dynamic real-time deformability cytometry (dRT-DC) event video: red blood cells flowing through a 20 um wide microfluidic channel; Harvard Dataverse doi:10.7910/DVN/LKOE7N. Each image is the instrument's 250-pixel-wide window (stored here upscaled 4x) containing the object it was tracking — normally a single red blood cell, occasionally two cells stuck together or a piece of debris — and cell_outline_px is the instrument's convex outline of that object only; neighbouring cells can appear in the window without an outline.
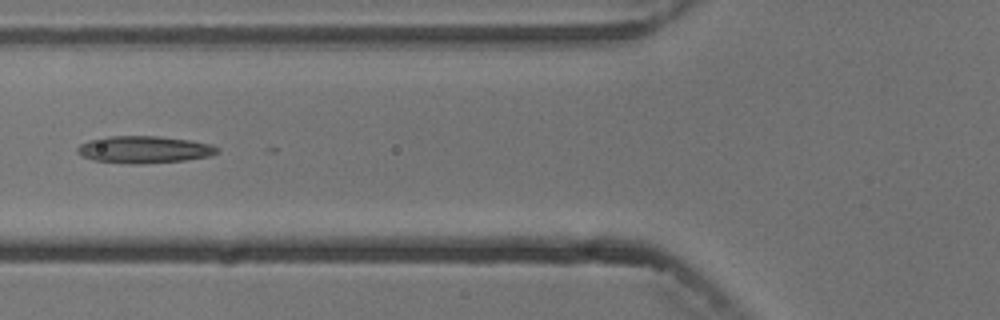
{"species": "common noctule bat (a hibernating species)", "species_latin": "Nyctalus noctula", "temperature_condition": "cold", "stored_images_in_passage": 5, "camera_frame_rate_fps": 3000, "um_per_image_px": 0.085, "animal": {"sex": "male", "body_mass_g": 13.3}, "frame": {"image": 1, "passage_image": 5, "time_ms": 5.333, "image_size_px": [1000, 320], "cell_outline_px": [[216, 152], [212, 156], [184, 160], [144, 164], [132, 164], [92, 160], [80, 156], [76, 152], [76, 148], [80, 144], [88, 140], [108, 136], [156, 136], [188, 140], [208, 144], [216, 148]], "centroid_in_image_um": [12.15, 12.72], "position_along_channel_um": 113.6, "area_um2": 22.02}}